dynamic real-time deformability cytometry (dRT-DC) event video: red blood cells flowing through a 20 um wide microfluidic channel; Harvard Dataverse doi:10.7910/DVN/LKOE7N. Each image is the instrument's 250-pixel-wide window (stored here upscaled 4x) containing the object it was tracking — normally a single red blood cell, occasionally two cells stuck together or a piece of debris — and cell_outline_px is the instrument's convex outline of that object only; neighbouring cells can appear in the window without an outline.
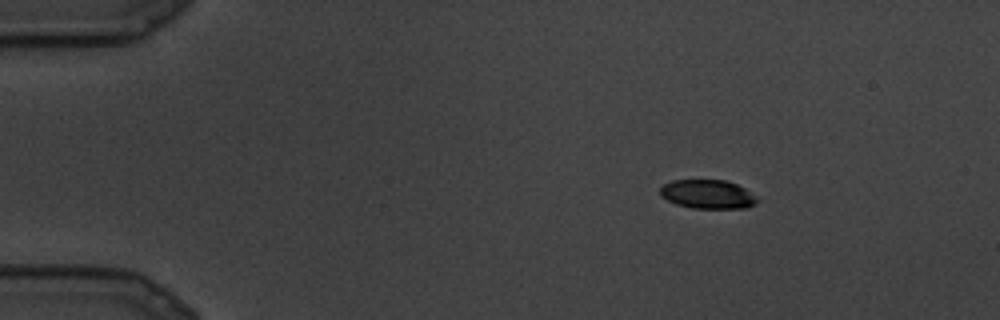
{"species": "common noctule bat (a hibernating species)", "species_latin": "Nyctalus noctula", "temperature_condition": "cold", "stored_images_in_passage": 14, "camera_frame_rate_fps": 3000, "um_per_image_px": 0.085, "animal": {"sex": "male", "body_mass_g": 19.5, "forearm_length_mm": 54.6}, "frame": {"image": 1, "passage_image": 1, "time_ms": 0.0, "image_size_px": [1000, 320], "cell_outline_px": [[760, 200], [756, 204], [744, 208], [692, 208], [676, 204], [660, 196], [660, 188], [664, 184], [672, 180], [724, 180], [736, 184], [744, 188], [756, 196]], "centroid_in_image_um": [60.16, 16.51], "position_along_channel_um": 24.8, "area_um2": 16.36}}
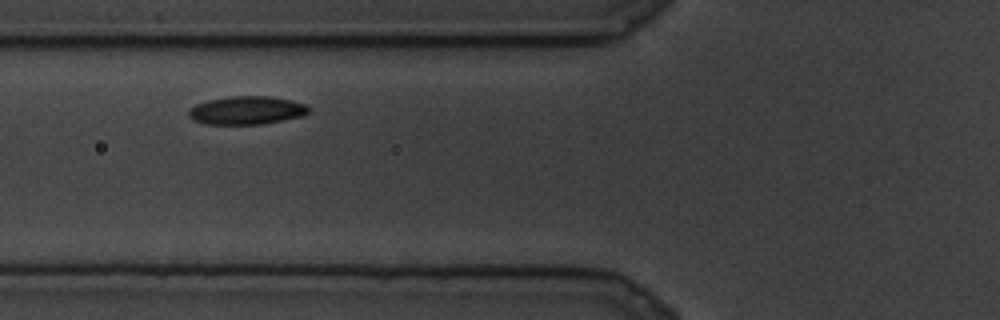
{"frame": {"image": 2, "passage_image": 8, "time_ms": 2.333, "image_size_px": [1000, 320], "cell_outline_px": [[308, 112], [304, 116], [260, 124], [204, 124], [188, 116], [188, 108], [196, 104], [208, 100], [232, 96], [272, 96], [292, 100], [304, 104], [308, 108]], "centroid_in_image_um": [20.95, 9.37], "position_along_channel_um": 104.8, "area_um2": 19.71}}